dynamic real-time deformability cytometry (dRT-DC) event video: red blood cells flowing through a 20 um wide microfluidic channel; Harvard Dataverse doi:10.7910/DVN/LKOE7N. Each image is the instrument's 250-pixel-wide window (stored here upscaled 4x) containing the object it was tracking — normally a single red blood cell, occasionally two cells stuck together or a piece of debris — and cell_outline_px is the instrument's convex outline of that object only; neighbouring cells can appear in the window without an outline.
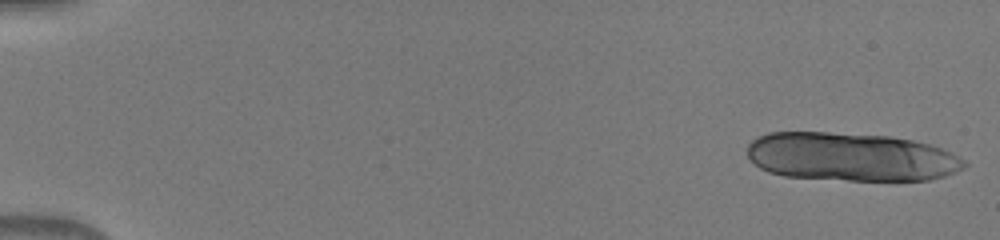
{"species": "human", "species_latin": "Homo sapiens", "temperature_condition": "warm", "stored_images_in_passage": 16, "camera_frame_rate_fps": 3000, "um_per_image_px": 0.085, "donor": {"sex": "male"}, "frame": {"image": 1, "passage_image": 1, "time_ms": 0.0, "image_size_px": [1000, 240], "cell_outline_px": [[968, 164], [964, 168], [956, 172], [944, 176], [928, 180], [848, 180], [784, 176], [768, 172], [760, 168], [748, 156], [748, 144], [752, 140], [768, 132], [828, 132], [888, 136], [912, 140], [928, 144], [952, 152], [964, 160]], "centroid_in_image_um": [72.34, 13.33], "position_along_channel_um": 12.7, "area_um2": 61.27}}